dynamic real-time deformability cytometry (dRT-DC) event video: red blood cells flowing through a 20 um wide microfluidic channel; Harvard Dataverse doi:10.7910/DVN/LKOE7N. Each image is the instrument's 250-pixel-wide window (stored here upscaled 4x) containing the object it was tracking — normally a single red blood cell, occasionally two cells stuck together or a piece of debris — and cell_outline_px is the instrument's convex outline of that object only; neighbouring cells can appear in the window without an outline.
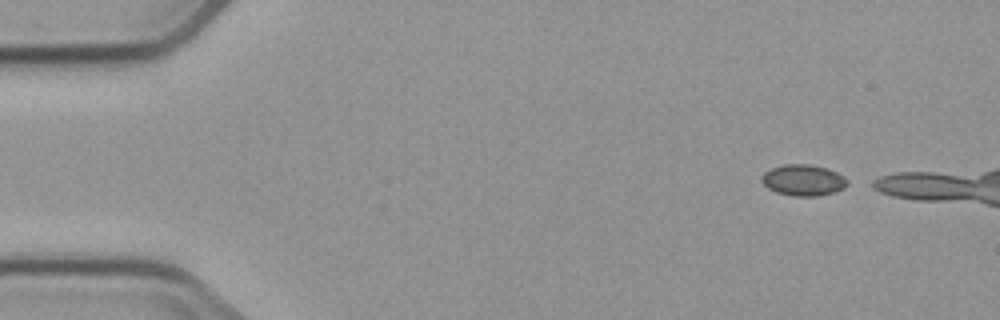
{"species": "common noctule bat (a hibernating species)", "species_latin": "Nyctalus noctula", "temperature_condition": "cold", "stored_images_in_passage": 3, "camera_frame_rate_fps": 3000, "um_per_image_px": 0.085, "animal": {"sex": "male", "body_mass_g": 23.1, "forearm_length_mm": 52.7}, "frame": {"image": 1, "passage_image": 1, "time_ms": 0.0, "image_size_px": [1000, 320], "cell_outline_px": [[848, 184], [844, 188], [832, 192], [816, 196], [796, 196], [776, 192], [768, 188], [760, 180], [760, 176], [764, 172], [772, 168], [784, 164], [808, 164], [828, 168], [844, 176], [848, 180]], "centroid_in_image_um": [68.27, 15.3], "position_along_channel_um": 16.7, "area_um2": 15.55}}